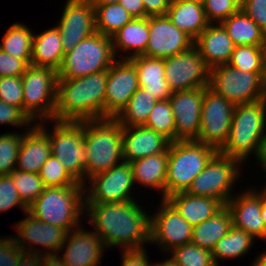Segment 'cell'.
Listing matches in <instances>:
<instances>
[{"mask_svg":"<svg viewBox=\"0 0 266 266\" xmlns=\"http://www.w3.org/2000/svg\"><path fill=\"white\" fill-rule=\"evenodd\" d=\"M94 230L106 248L144 249L150 243V216L135 200L129 202L85 203Z\"/></svg>","mask_w":266,"mask_h":266,"instance_id":"6da1fadb","label":"cell"},{"mask_svg":"<svg viewBox=\"0 0 266 266\" xmlns=\"http://www.w3.org/2000/svg\"><path fill=\"white\" fill-rule=\"evenodd\" d=\"M108 70L80 78H58L54 120L86 121L105 118Z\"/></svg>","mask_w":266,"mask_h":266,"instance_id":"7a4b0ae2","label":"cell"},{"mask_svg":"<svg viewBox=\"0 0 266 266\" xmlns=\"http://www.w3.org/2000/svg\"><path fill=\"white\" fill-rule=\"evenodd\" d=\"M266 133V104L264 100L235 105L227 143L219 151L244 164L250 155L258 157Z\"/></svg>","mask_w":266,"mask_h":266,"instance_id":"3957f363","label":"cell"},{"mask_svg":"<svg viewBox=\"0 0 266 266\" xmlns=\"http://www.w3.org/2000/svg\"><path fill=\"white\" fill-rule=\"evenodd\" d=\"M87 154L85 179L122 163V126L115 118L83 121Z\"/></svg>","mask_w":266,"mask_h":266,"instance_id":"277c9868","label":"cell"},{"mask_svg":"<svg viewBox=\"0 0 266 266\" xmlns=\"http://www.w3.org/2000/svg\"><path fill=\"white\" fill-rule=\"evenodd\" d=\"M84 185L45 187L28 207V212L44 223L63 228L67 232L78 228L79 218L85 214Z\"/></svg>","mask_w":266,"mask_h":266,"instance_id":"5b68a950","label":"cell"},{"mask_svg":"<svg viewBox=\"0 0 266 266\" xmlns=\"http://www.w3.org/2000/svg\"><path fill=\"white\" fill-rule=\"evenodd\" d=\"M217 152L214 147L196 140L171 142L168 148L165 199L186 192Z\"/></svg>","mask_w":266,"mask_h":266,"instance_id":"8992f818","label":"cell"},{"mask_svg":"<svg viewBox=\"0 0 266 266\" xmlns=\"http://www.w3.org/2000/svg\"><path fill=\"white\" fill-rule=\"evenodd\" d=\"M116 59L112 38L96 32L65 52L57 77L72 79L105 71Z\"/></svg>","mask_w":266,"mask_h":266,"instance_id":"52a82bcc","label":"cell"},{"mask_svg":"<svg viewBox=\"0 0 266 266\" xmlns=\"http://www.w3.org/2000/svg\"><path fill=\"white\" fill-rule=\"evenodd\" d=\"M55 122L53 130L48 131L44 127L46 120L38 125L48 134L51 153L64 165L67 172L80 184L85 185V166L87 154L83 133V121H59ZM51 132V133H50Z\"/></svg>","mask_w":266,"mask_h":266,"instance_id":"ba28073f","label":"cell"},{"mask_svg":"<svg viewBox=\"0 0 266 266\" xmlns=\"http://www.w3.org/2000/svg\"><path fill=\"white\" fill-rule=\"evenodd\" d=\"M21 79L23 113L32 122L36 119L54 120L57 103V71L54 68L30 64Z\"/></svg>","mask_w":266,"mask_h":266,"instance_id":"9c48e42d","label":"cell"},{"mask_svg":"<svg viewBox=\"0 0 266 266\" xmlns=\"http://www.w3.org/2000/svg\"><path fill=\"white\" fill-rule=\"evenodd\" d=\"M241 165L238 159L217 152L186 192L194 196L215 198L225 206L233 196L230 192L240 178Z\"/></svg>","mask_w":266,"mask_h":266,"instance_id":"30bf717a","label":"cell"},{"mask_svg":"<svg viewBox=\"0 0 266 266\" xmlns=\"http://www.w3.org/2000/svg\"><path fill=\"white\" fill-rule=\"evenodd\" d=\"M209 88L234 105L263 99V73L238 70L228 64L210 69Z\"/></svg>","mask_w":266,"mask_h":266,"instance_id":"8fae6325","label":"cell"},{"mask_svg":"<svg viewBox=\"0 0 266 266\" xmlns=\"http://www.w3.org/2000/svg\"><path fill=\"white\" fill-rule=\"evenodd\" d=\"M234 108L235 105L225 97L209 87L204 88L201 127L196 141L212 146L219 152L227 143Z\"/></svg>","mask_w":266,"mask_h":266,"instance_id":"7c38bea8","label":"cell"},{"mask_svg":"<svg viewBox=\"0 0 266 266\" xmlns=\"http://www.w3.org/2000/svg\"><path fill=\"white\" fill-rule=\"evenodd\" d=\"M164 64L165 79L172 92L208 88L210 85V68L195 46L165 58Z\"/></svg>","mask_w":266,"mask_h":266,"instance_id":"4fadbf2b","label":"cell"},{"mask_svg":"<svg viewBox=\"0 0 266 266\" xmlns=\"http://www.w3.org/2000/svg\"><path fill=\"white\" fill-rule=\"evenodd\" d=\"M88 189H84L85 203L129 202L134 179L130 162L113 166L111 169L89 178Z\"/></svg>","mask_w":266,"mask_h":266,"instance_id":"5bb4252c","label":"cell"},{"mask_svg":"<svg viewBox=\"0 0 266 266\" xmlns=\"http://www.w3.org/2000/svg\"><path fill=\"white\" fill-rule=\"evenodd\" d=\"M161 201L159 211L150 215V243L162 251L191 243L193 226L166 199Z\"/></svg>","mask_w":266,"mask_h":266,"instance_id":"9a60e30c","label":"cell"},{"mask_svg":"<svg viewBox=\"0 0 266 266\" xmlns=\"http://www.w3.org/2000/svg\"><path fill=\"white\" fill-rule=\"evenodd\" d=\"M65 52L96 33L95 9L90 0H67L56 26Z\"/></svg>","mask_w":266,"mask_h":266,"instance_id":"2e32d148","label":"cell"},{"mask_svg":"<svg viewBox=\"0 0 266 266\" xmlns=\"http://www.w3.org/2000/svg\"><path fill=\"white\" fill-rule=\"evenodd\" d=\"M138 88L136 67L129 59L118 58L108 69L105 118H115Z\"/></svg>","mask_w":266,"mask_h":266,"instance_id":"e0dca14e","label":"cell"},{"mask_svg":"<svg viewBox=\"0 0 266 266\" xmlns=\"http://www.w3.org/2000/svg\"><path fill=\"white\" fill-rule=\"evenodd\" d=\"M194 40L166 15L149 17V41L143 55L165 59L189 50Z\"/></svg>","mask_w":266,"mask_h":266,"instance_id":"ac0fdd59","label":"cell"},{"mask_svg":"<svg viewBox=\"0 0 266 266\" xmlns=\"http://www.w3.org/2000/svg\"><path fill=\"white\" fill-rule=\"evenodd\" d=\"M203 99L204 88L172 92L169 102L175 121V141L197 139Z\"/></svg>","mask_w":266,"mask_h":266,"instance_id":"d6986e66","label":"cell"},{"mask_svg":"<svg viewBox=\"0 0 266 266\" xmlns=\"http://www.w3.org/2000/svg\"><path fill=\"white\" fill-rule=\"evenodd\" d=\"M25 214L27 217L18 223L16 222V226H14L18 235L17 237H12L16 241V244L24 252L29 251V253L34 254L42 253V251L39 252V248L38 250L36 248L34 249V245H40L47 249L42 254H57L65 241L67 231L63 228L42 222L32 216L28 211Z\"/></svg>","mask_w":266,"mask_h":266,"instance_id":"ffe728a7","label":"cell"},{"mask_svg":"<svg viewBox=\"0 0 266 266\" xmlns=\"http://www.w3.org/2000/svg\"><path fill=\"white\" fill-rule=\"evenodd\" d=\"M244 192V193H243ZM262 190L250 188L239 196L233 195L226 207L230 210L233 226L244 230L254 239L266 240V228L261 217Z\"/></svg>","mask_w":266,"mask_h":266,"instance_id":"44dd1931","label":"cell"},{"mask_svg":"<svg viewBox=\"0 0 266 266\" xmlns=\"http://www.w3.org/2000/svg\"><path fill=\"white\" fill-rule=\"evenodd\" d=\"M104 248L103 242L93 231L88 232L79 226L67 232L60 248V252L64 253L60 257L66 266H99Z\"/></svg>","mask_w":266,"mask_h":266,"instance_id":"7402d4cb","label":"cell"},{"mask_svg":"<svg viewBox=\"0 0 266 266\" xmlns=\"http://www.w3.org/2000/svg\"><path fill=\"white\" fill-rule=\"evenodd\" d=\"M170 143L163 135L145 126L122 127V150L125 162L167 152Z\"/></svg>","mask_w":266,"mask_h":266,"instance_id":"603a6c76","label":"cell"},{"mask_svg":"<svg viewBox=\"0 0 266 266\" xmlns=\"http://www.w3.org/2000/svg\"><path fill=\"white\" fill-rule=\"evenodd\" d=\"M194 46L210 69L228 64L235 48L221 23L209 24L194 40Z\"/></svg>","mask_w":266,"mask_h":266,"instance_id":"cb8c5ba5","label":"cell"},{"mask_svg":"<svg viewBox=\"0 0 266 266\" xmlns=\"http://www.w3.org/2000/svg\"><path fill=\"white\" fill-rule=\"evenodd\" d=\"M23 134L15 169L39 174L52 154L49 136L36 122Z\"/></svg>","mask_w":266,"mask_h":266,"instance_id":"d4e9b609","label":"cell"},{"mask_svg":"<svg viewBox=\"0 0 266 266\" xmlns=\"http://www.w3.org/2000/svg\"><path fill=\"white\" fill-rule=\"evenodd\" d=\"M129 60L136 67L139 87L144 88L158 101L171 97L172 91L165 79L164 59L138 55Z\"/></svg>","mask_w":266,"mask_h":266,"instance_id":"484cf974","label":"cell"},{"mask_svg":"<svg viewBox=\"0 0 266 266\" xmlns=\"http://www.w3.org/2000/svg\"><path fill=\"white\" fill-rule=\"evenodd\" d=\"M166 200L193 227L210 219L224 205L217 199L204 196H194L187 192L173 194Z\"/></svg>","mask_w":266,"mask_h":266,"instance_id":"4316f807","label":"cell"},{"mask_svg":"<svg viewBox=\"0 0 266 266\" xmlns=\"http://www.w3.org/2000/svg\"><path fill=\"white\" fill-rule=\"evenodd\" d=\"M169 20L195 40L210 24L203 4L184 0H172L166 12Z\"/></svg>","mask_w":266,"mask_h":266,"instance_id":"83f0119b","label":"cell"},{"mask_svg":"<svg viewBox=\"0 0 266 266\" xmlns=\"http://www.w3.org/2000/svg\"><path fill=\"white\" fill-rule=\"evenodd\" d=\"M113 48L115 55L119 50L126 53L122 55L121 59H130L134 56L143 55L145 53L148 41H149V17L136 18L125 24L117 33L112 37Z\"/></svg>","mask_w":266,"mask_h":266,"instance_id":"f1b7e54d","label":"cell"},{"mask_svg":"<svg viewBox=\"0 0 266 266\" xmlns=\"http://www.w3.org/2000/svg\"><path fill=\"white\" fill-rule=\"evenodd\" d=\"M64 54L61 34L56 26L33 35L31 65L50 67L57 71Z\"/></svg>","mask_w":266,"mask_h":266,"instance_id":"f546056e","label":"cell"},{"mask_svg":"<svg viewBox=\"0 0 266 266\" xmlns=\"http://www.w3.org/2000/svg\"><path fill=\"white\" fill-rule=\"evenodd\" d=\"M168 151L150 155L130 162L134 183L162 191L165 199Z\"/></svg>","mask_w":266,"mask_h":266,"instance_id":"4dcf8cb0","label":"cell"},{"mask_svg":"<svg viewBox=\"0 0 266 266\" xmlns=\"http://www.w3.org/2000/svg\"><path fill=\"white\" fill-rule=\"evenodd\" d=\"M233 227L232 216L226 205L210 219L193 227L191 243L212 251L216 243Z\"/></svg>","mask_w":266,"mask_h":266,"instance_id":"1f68e13d","label":"cell"},{"mask_svg":"<svg viewBox=\"0 0 266 266\" xmlns=\"http://www.w3.org/2000/svg\"><path fill=\"white\" fill-rule=\"evenodd\" d=\"M235 46H265L266 33L242 9L221 23Z\"/></svg>","mask_w":266,"mask_h":266,"instance_id":"d6a6232c","label":"cell"},{"mask_svg":"<svg viewBox=\"0 0 266 266\" xmlns=\"http://www.w3.org/2000/svg\"><path fill=\"white\" fill-rule=\"evenodd\" d=\"M157 101L148 91L139 87L115 119L122 127L143 126Z\"/></svg>","mask_w":266,"mask_h":266,"instance_id":"836d02e7","label":"cell"},{"mask_svg":"<svg viewBox=\"0 0 266 266\" xmlns=\"http://www.w3.org/2000/svg\"><path fill=\"white\" fill-rule=\"evenodd\" d=\"M33 35L34 33L28 26L22 23H14L8 27L4 34L0 49L30 65Z\"/></svg>","mask_w":266,"mask_h":266,"instance_id":"e575fe53","label":"cell"},{"mask_svg":"<svg viewBox=\"0 0 266 266\" xmlns=\"http://www.w3.org/2000/svg\"><path fill=\"white\" fill-rule=\"evenodd\" d=\"M254 240L250 234L233 226L211 251L216 266L220 265L218 262L220 259L229 260L245 255L252 247Z\"/></svg>","mask_w":266,"mask_h":266,"instance_id":"d590c367","label":"cell"},{"mask_svg":"<svg viewBox=\"0 0 266 266\" xmlns=\"http://www.w3.org/2000/svg\"><path fill=\"white\" fill-rule=\"evenodd\" d=\"M94 9L96 31L108 37H112L133 19L120 3L94 6Z\"/></svg>","mask_w":266,"mask_h":266,"instance_id":"8d00e7d4","label":"cell"},{"mask_svg":"<svg viewBox=\"0 0 266 266\" xmlns=\"http://www.w3.org/2000/svg\"><path fill=\"white\" fill-rule=\"evenodd\" d=\"M265 46H235L228 65L245 72L263 73Z\"/></svg>","mask_w":266,"mask_h":266,"instance_id":"74e56055","label":"cell"},{"mask_svg":"<svg viewBox=\"0 0 266 266\" xmlns=\"http://www.w3.org/2000/svg\"><path fill=\"white\" fill-rule=\"evenodd\" d=\"M143 126L163 135L170 142L175 141V121L169 99L157 101Z\"/></svg>","mask_w":266,"mask_h":266,"instance_id":"f35d334b","label":"cell"},{"mask_svg":"<svg viewBox=\"0 0 266 266\" xmlns=\"http://www.w3.org/2000/svg\"><path fill=\"white\" fill-rule=\"evenodd\" d=\"M13 184L22 202L29 207L44 191V184L39 174L14 169L10 174Z\"/></svg>","mask_w":266,"mask_h":266,"instance_id":"ab89813d","label":"cell"},{"mask_svg":"<svg viewBox=\"0 0 266 266\" xmlns=\"http://www.w3.org/2000/svg\"><path fill=\"white\" fill-rule=\"evenodd\" d=\"M170 253L179 266H216L210 250L192 243L178 246Z\"/></svg>","mask_w":266,"mask_h":266,"instance_id":"60d3db41","label":"cell"},{"mask_svg":"<svg viewBox=\"0 0 266 266\" xmlns=\"http://www.w3.org/2000/svg\"><path fill=\"white\" fill-rule=\"evenodd\" d=\"M39 176L45 187L83 185L78 183L66 170L59 159L51 154L41 167Z\"/></svg>","mask_w":266,"mask_h":266,"instance_id":"b9f144b4","label":"cell"},{"mask_svg":"<svg viewBox=\"0 0 266 266\" xmlns=\"http://www.w3.org/2000/svg\"><path fill=\"white\" fill-rule=\"evenodd\" d=\"M22 137L17 132L0 135V176L9 175L16 168Z\"/></svg>","mask_w":266,"mask_h":266,"instance_id":"7bdbcfd3","label":"cell"},{"mask_svg":"<svg viewBox=\"0 0 266 266\" xmlns=\"http://www.w3.org/2000/svg\"><path fill=\"white\" fill-rule=\"evenodd\" d=\"M0 100L18 107L23 112V86L21 76L0 77Z\"/></svg>","mask_w":266,"mask_h":266,"instance_id":"ee69618b","label":"cell"},{"mask_svg":"<svg viewBox=\"0 0 266 266\" xmlns=\"http://www.w3.org/2000/svg\"><path fill=\"white\" fill-rule=\"evenodd\" d=\"M203 8L210 24L222 23L240 9L233 0H204Z\"/></svg>","mask_w":266,"mask_h":266,"instance_id":"f6af8a7d","label":"cell"},{"mask_svg":"<svg viewBox=\"0 0 266 266\" xmlns=\"http://www.w3.org/2000/svg\"><path fill=\"white\" fill-rule=\"evenodd\" d=\"M21 206L24 213L28 211V207L22 202L16 186L13 184L10 175L0 176V213L1 211L10 210L12 207Z\"/></svg>","mask_w":266,"mask_h":266,"instance_id":"bcb514c9","label":"cell"},{"mask_svg":"<svg viewBox=\"0 0 266 266\" xmlns=\"http://www.w3.org/2000/svg\"><path fill=\"white\" fill-rule=\"evenodd\" d=\"M33 123L18 107L0 100V124L29 128ZM30 124V125H29Z\"/></svg>","mask_w":266,"mask_h":266,"instance_id":"7dc6e473","label":"cell"},{"mask_svg":"<svg viewBox=\"0 0 266 266\" xmlns=\"http://www.w3.org/2000/svg\"><path fill=\"white\" fill-rule=\"evenodd\" d=\"M0 236V266H16L23 250L14 238Z\"/></svg>","mask_w":266,"mask_h":266,"instance_id":"c3c4849f","label":"cell"},{"mask_svg":"<svg viewBox=\"0 0 266 266\" xmlns=\"http://www.w3.org/2000/svg\"><path fill=\"white\" fill-rule=\"evenodd\" d=\"M28 65L0 49V77L22 76Z\"/></svg>","mask_w":266,"mask_h":266,"instance_id":"681fc988","label":"cell"},{"mask_svg":"<svg viewBox=\"0 0 266 266\" xmlns=\"http://www.w3.org/2000/svg\"><path fill=\"white\" fill-rule=\"evenodd\" d=\"M240 9L266 33V0H246Z\"/></svg>","mask_w":266,"mask_h":266,"instance_id":"f907efd6","label":"cell"},{"mask_svg":"<svg viewBox=\"0 0 266 266\" xmlns=\"http://www.w3.org/2000/svg\"><path fill=\"white\" fill-rule=\"evenodd\" d=\"M122 266H153L146 255V249L122 250Z\"/></svg>","mask_w":266,"mask_h":266,"instance_id":"816d5d0a","label":"cell"},{"mask_svg":"<svg viewBox=\"0 0 266 266\" xmlns=\"http://www.w3.org/2000/svg\"><path fill=\"white\" fill-rule=\"evenodd\" d=\"M145 7V14L150 16L166 15L172 0H142Z\"/></svg>","mask_w":266,"mask_h":266,"instance_id":"f5cc1de1","label":"cell"},{"mask_svg":"<svg viewBox=\"0 0 266 266\" xmlns=\"http://www.w3.org/2000/svg\"><path fill=\"white\" fill-rule=\"evenodd\" d=\"M119 3L136 18L148 17L142 0H120Z\"/></svg>","mask_w":266,"mask_h":266,"instance_id":"db71d44e","label":"cell"},{"mask_svg":"<svg viewBox=\"0 0 266 266\" xmlns=\"http://www.w3.org/2000/svg\"><path fill=\"white\" fill-rule=\"evenodd\" d=\"M16 266H41V254L23 251Z\"/></svg>","mask_w":266,"mask_h":266,"instance_id":"11a10c76","label":"cell"},{"mask_svg":"<svg viewBox=\"0 0 266 266\" xmlns=\"http://www.w3.org/2000/svg\"><path fill=\"white\" fill-rule=\"evenodd\" d=\"M59 254H41V266H66Z\"/></svg>","mask_w":266,"mask_h":266,"instance_id":"9f6ffc18","label":"cell"},{"mask_svg":"<svg viewBox=\"0 0 266 266\" xmlns=\"http://www.w3.org/2000/svg\"><path fill=\"white\" fill-rule=\"evenodd\" d=\"M256 159L259 160L261 166L263 167L262 169L264 170L266 168V133L262 140L260 153Z\"/></svg>","mask_w":266,"mask_h":266,"instance_id":"6f0895ef","label":"cell"},{"mask_svg":"<svg viewBox=\"0 0 266 266\" xmlns=\"http://www.w3.org/2000/svg\"><path fill=\"white\" fill-rule=\"evenodd\" d=\"M261 217L264 221L266 228V192L262 190V205H261Z\"/></svg>","mask_w":266,"mask_h":266,"instance_id":"680465c9","label":"cell"},{"mask_svg":"<svg viewBox=\"0 0 266 266\" xmlns=\"http://www.w3.org/2000/svg\"><path fill=\"white\" fill-rule=\"evenodd\" d=\"M252 266H266V252L265 251L255 259Z\"/></svg>","mask_w":266,"mask_h":266,"instance_id":"91938a15","label":"cell"},{"mask_svg":"<svg viewBox=\"0 0 266 266\" xmlns=\"http://www.w3.org/2000/svg\"><path fill=\"white\" fill-rule=\"evenodd\" d=\"M120 0H90L93 6L107 5L112 3H119Z\"/></svg>","mask_w":266,"mask_h":266,"instance_id":"94428289","label":"cell"},{"mask_svg":"<svg viewBox=\"0 0 266 266\" xmlns=\"http://www.w3.org/2000/svg\"><path fill=\"white\" fill-rule=\"evenodd\" d=\"M153 266H179L173 259L172 257L170 259H166L163 262L160 263H154Z\"/></svg>","mask_w":266,"mask_h":266,"instance_id":"6125c7cd","label":"cell"},{"mask_svg":"<svg viewBox=\"0 0 266 266\" xmlns=\"http://www.w3.org/2000/svg\"><path fill=\"white\" fill-rule=\"evenodd\" d=\"M263 79H266V45L264 48Z\"/></svg>","mask_w":266,"mask_h":266,"instance_id":"be15d7a7","label":"cell"},{"mask_svg":"<svg viewBox=\"0 0 266 266\" xmlns=\"http://www.w3.org/2000/svg\"><path fill=\"white\" fill-rule=\"evenodd\" d=\"M235 3H236V5L239 7V8H241L244 4H245V1L246 0H233Z\"/></svg>","mask_w":266,"mask_h":266,"instance_id":"e7e4bbea","label":"cell"},{"mask_svg":"<svg viewBox=\"0 0 266 266\" xmlns=\"http://www.w3.org/2000/svg\"><path fill=\"white\" fill-rule=\"evenodd\" d=\"M264 81V94H263V100H264V103L266 104V79H263Z\"/></svg>","mask_w":266,"mask_h":266,"instance_id":"03108f58","label":"cell"},{"mask_svg":"<svg viewBox=\"0 0 266 266\" xmlns=\"http://www.w3.org/2000/svg\"><path fill=\"white\" fill-rule=\"evenodd\" d=\"M184 1H191V2H197L200 4H203L204 0H184Z\"/></svg>","mask_w":266,"mask_h":266,"instance_id":"003e7915","label":"cell"},{"mask_svg":"<svg viewBox=\"0 0 266 266\" xmlns=\"http://www.w3.org/2000/svg\"><path fill=\"white\" fill-rule=\"evenodd\" d=\"M266 173V168L263 170ZM264 192H266V186L262 189Z\"/></svg>","mask_w":266,"mask_h":266,"instance_id":"a7ac6f4b","label":"cell"}]
</instances>
